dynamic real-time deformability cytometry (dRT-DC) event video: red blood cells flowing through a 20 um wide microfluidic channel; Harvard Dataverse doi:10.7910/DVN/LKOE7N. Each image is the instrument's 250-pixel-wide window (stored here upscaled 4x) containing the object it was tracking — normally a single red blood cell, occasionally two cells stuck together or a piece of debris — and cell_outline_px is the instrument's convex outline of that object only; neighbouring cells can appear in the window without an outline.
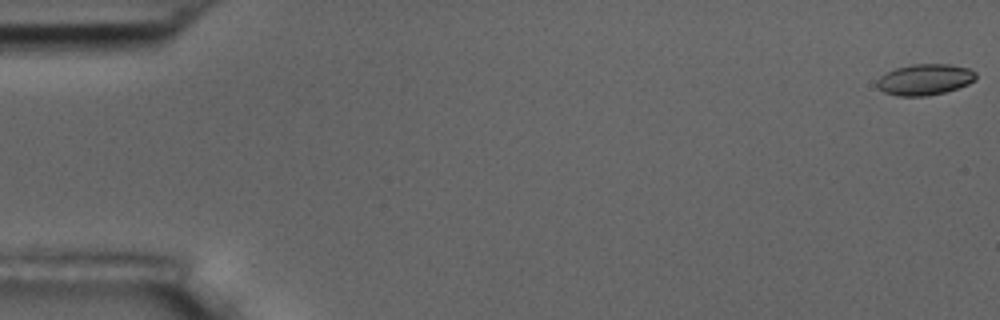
{"species": "common noctule bat (a hibernating species)", "species_latin": "Nyctalus noctula", "temperature_condition": "room temperature", "stored_images_in_passage": 15, "camera_frame_rate_fps": 3000, "um_per_image_px": 0.085, "animal": {"sex": "male", "body_mass_g": 17.5, "forearm_length_mm": 52.3}, "frame": {"image": 1, "passage_image": 1, "time_ms": 0.0, "image_size_px": [1000, 320], "cell_outline_px": [[976, 80], [968, 84], [944, 92], [928, 96], [896, 96], [884, 92], [876, 88], [876, 80], [880, 76], [896, 68], [912, 64], [948, 64], [968, 68], [976, 72]], "centroid_in_image_um": [78.58, 6.77], "position_along_channel_um": 6.4, "area_um2": 17.98}}
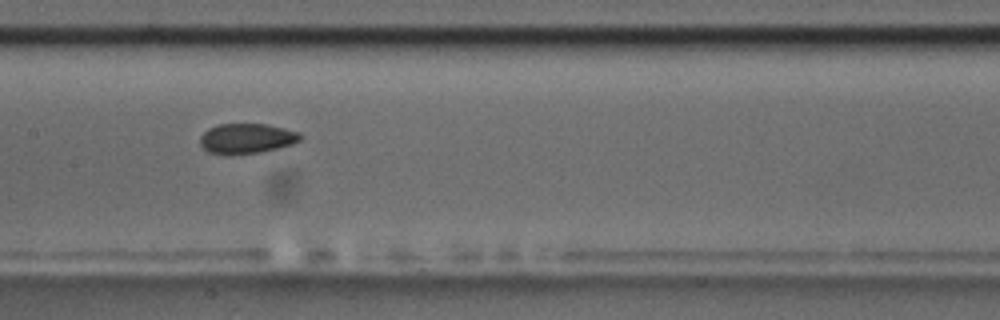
{"frame": {"image": 2, "passage_image": 8, "time_ms": 9.0, "image_size_px": [1000, 320], "cell_outline_px": [[300, 140], [292, 144], [260, 152], [232, 156], [208, 152], [200, 144], [200, 136], [208, 128], [220, 124], [264, 124], [284, 128], [300, 132]], "centroid_in_image_um": [20.93, 11.78], "position_along_channel_um": 186.5, "area_um2": 17.63}}
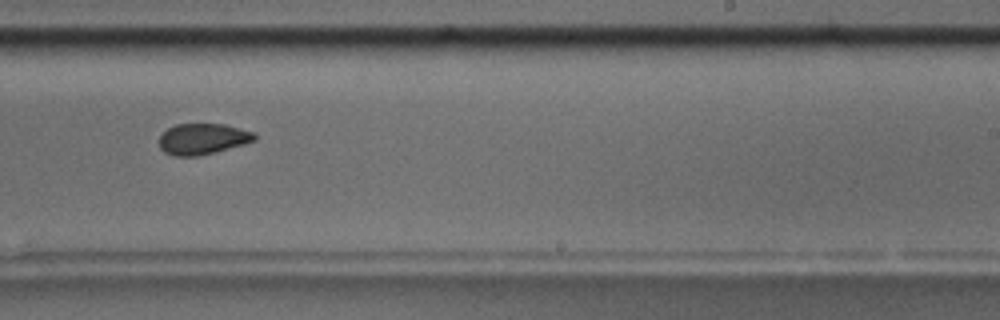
{"frame": {"image": 3, "passage_image": 10, "time_ms": 11.333, "image_size_px": [1000, 320], "cell_outline_px": [[256, 140], [244, 144], [216, 152], [196, 156], [172, 156], [164, 152], [160, 148], [160, 136], [168, 128], [176, 124], [224, 124], [256, 132]], "centroid_in_image_um": [17.25, 11.81], "position_along_channel_um": 271.8, "area_um2": 17.28}, "authors_computed_cell_mechanics": {"area_um2": 17.9758, "velocity_mm_per_s": 3.6674, "shape_relaxation_time_tau1_ms": null, "shape_relaxation_time_tau2_ms": 0.9621, "deformation_change_tau1": null, "deformation_change_tau2": 0.0238}}